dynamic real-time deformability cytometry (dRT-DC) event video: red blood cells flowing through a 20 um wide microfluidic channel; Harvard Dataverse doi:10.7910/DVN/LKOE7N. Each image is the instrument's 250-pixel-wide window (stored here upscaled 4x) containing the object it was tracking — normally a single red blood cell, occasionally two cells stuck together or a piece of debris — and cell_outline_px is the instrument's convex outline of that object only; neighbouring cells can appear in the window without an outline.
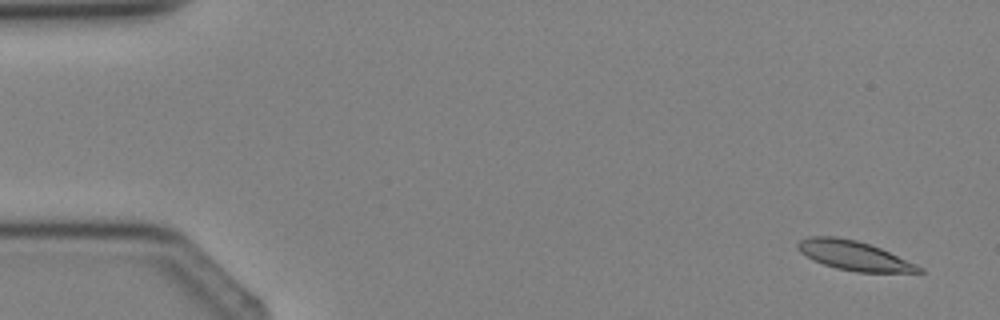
{"species": "Egyptian fruit bat (a non-hibernating species)", "species_latin": "Rousettus aegyptiacus", "temperature_condition": "cold", "stored_images_in_passage": 4, "camera_frame_rate_fps": 3000, "um_per_image_px": 0.085, "animal": {"sex": "female"}, "frame": {"image": 1, "passage_image": 1, "time_ms": 0.0, "image_size_px": [1000, 320], "cell_outline_px": [[924, 272], [856, 272], [836, 268], [812, 260], [800, 252], [796, 248], [796, 244], [800, 240], [808, 236], [832, 236], [856, 240], [880, 248], [916, 264], [924, 268]], "centroid_in_image_um": [72.55, 21.72], "position_along_channel_um": 12.5, "area_um2": 20.63}}